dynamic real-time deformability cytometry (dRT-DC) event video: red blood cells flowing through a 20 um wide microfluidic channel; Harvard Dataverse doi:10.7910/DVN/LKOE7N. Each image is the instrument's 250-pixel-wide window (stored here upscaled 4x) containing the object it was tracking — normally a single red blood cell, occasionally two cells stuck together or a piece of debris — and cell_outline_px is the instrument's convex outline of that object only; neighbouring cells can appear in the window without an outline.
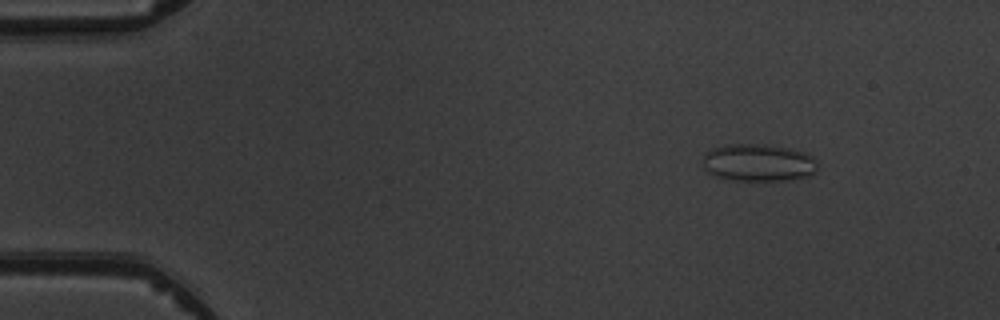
{"species": "common noctule bat (a hibernating species)", "species_latin": "Nyctalus noctula", "temperature_condition": "warm", "stored_images_in_passage": 5, "camera_frame_rate_fps": 3000, "um_per_image_px": 0.085, "animal": {"sex": "male", "body_mass_g": 19.5, "forearm_length_mm": 54.6}, "frame": {"image": 1, "passage_image": 1, "time_ms": 0.0, "image_size_px": [1000, 320], "cell_outline_px": [[820, 168], [816, 172], [808, 176], [788, 180], [732, 180], [716, 176], [708, 172], [704, 168], [704, 152], [712, 148], [724, 144], [764, 144], [788, 148], [808, 152], [816, 160]], "centroid_in_image_um": [64.5, 13.81], "position_along_channel_um": 20.5, "area_um2": 25.37}}
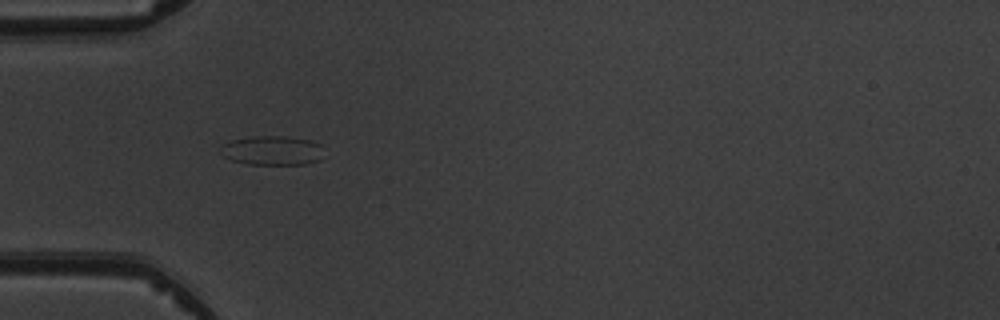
{"frame": {"image": 2, "passage_image": 4, "time_ms": 3.333, "image_size_px": [1000, 320], "cell_outline_px": [[320, 160], [304, 164], [248, 164], [232, 160], [224, 156], [220, 152], [220, 148], [224, 144], [232, 140], [252, 136], [284, 136], [312, 140], [320, 144]], "centroid_in_image_um": [23.12, 12.78], "position_along_channel_um": 61.9, "area_um2": 17.46}}
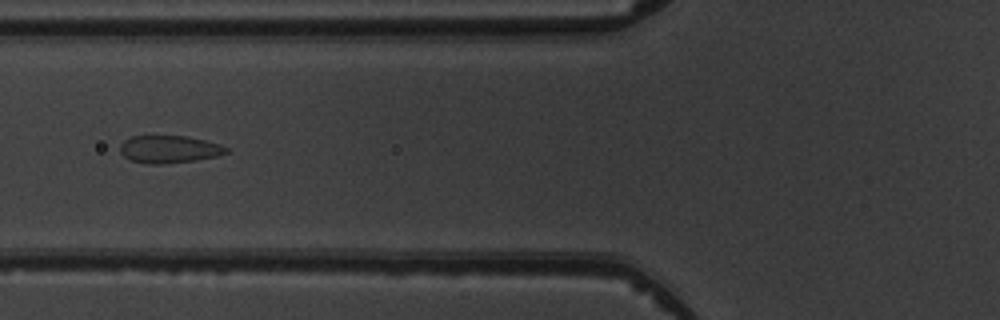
{"frame": {"image": 3, "passage_image": 5, "time_ms": 4.667, "image_size_px": [1000, 320], "cell_outline_px": [[228, 152], [216, 156], [196, 160], [160, 164], [148, 164], [132, 160], [124, 156], [120, 152], [120, 144], [124, 140], [132, 136], [188, 136], [220, 144], [228, 148]], "centroid_in_image_um": [14.37, 12.68], "position_along_channel_um": 111.4, "area_um2": 16.94}}